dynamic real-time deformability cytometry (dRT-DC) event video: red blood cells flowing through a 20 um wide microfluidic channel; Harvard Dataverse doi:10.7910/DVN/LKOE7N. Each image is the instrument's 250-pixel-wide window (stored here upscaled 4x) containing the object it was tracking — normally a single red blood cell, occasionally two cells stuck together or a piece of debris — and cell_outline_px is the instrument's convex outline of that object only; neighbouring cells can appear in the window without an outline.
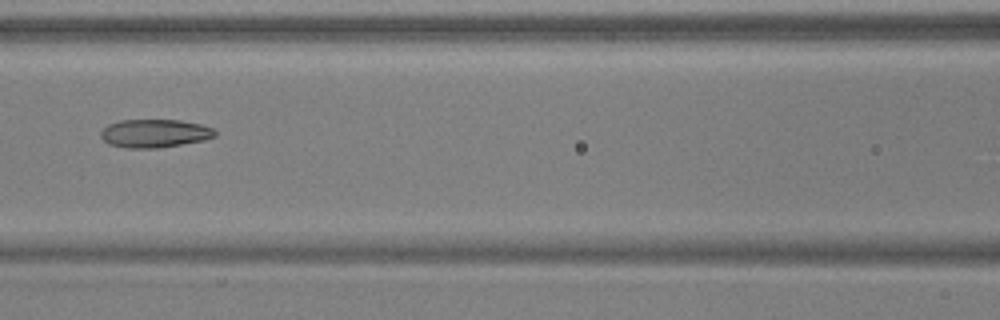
{"species": "common noctule bat (a hibernating species)", "species_latin": "Nyctalus noctula", "temperature_condition": "warm", "stored_images_in_passage": 6, "camera_frame_rate_fps": 3000, "um_per_image_px": 0.085, "animal": {"sex": "male", "body_mass_g": 17.9, "forearm_length_mm": 54.2}, "frame": {"image": 1, "passage_image": 6, "time_ms": 1.667, "image_size_px": [1000, 320], "cell_outline_px": [[216, 136], [204, 140], [160, 148], [128, 148], [108, 144], [100, 136], [100, 132], [108, 124], [120, 120], [180, 120], [200, 124], [212, 128], [216, 132]], "centroid_in_image_um": [13.13, 11.34], "position_along_channel_um": 153.5, "area_um2": 18.84}}